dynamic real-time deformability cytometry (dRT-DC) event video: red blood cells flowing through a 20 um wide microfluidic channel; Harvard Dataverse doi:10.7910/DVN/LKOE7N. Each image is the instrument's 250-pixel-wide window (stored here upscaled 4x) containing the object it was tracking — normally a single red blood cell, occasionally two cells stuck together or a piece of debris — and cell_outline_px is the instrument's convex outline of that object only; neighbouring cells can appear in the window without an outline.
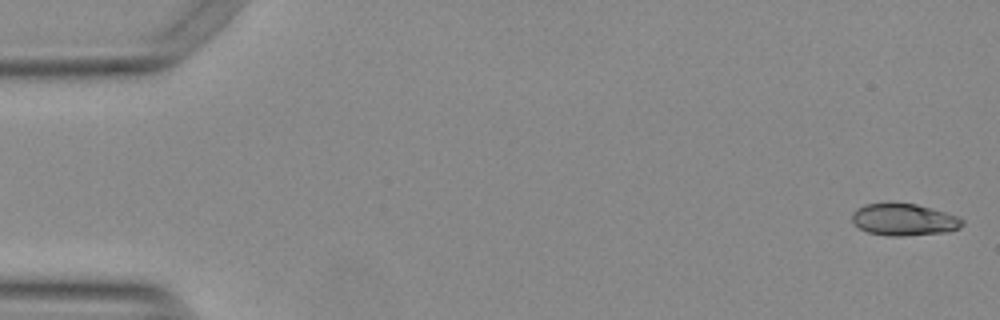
{"species": "Egyptian fruit bat (a non-hibernating species)", "species_latin": "Rousettus aegyptiacus", "temperature_condition": "warm", "stored_images_in_passage": 51, "camera_frame_rate_fps": 3000, "um_per_image_px": 0.085, "animal": {"sex": "female"}, "frame": {"image": 1, "passage_image": 1, "time_ms": 0.0, "image_size_px": [1000, 320], "cell_outline_px": [[964, 224], [960, 228], [948, 232], [904, 236], [888, 236], [868, 232], [860, 228], [852, 220], [852, 212], [856, 208], [864, 204], [916, 204], [932, 208], [956, 216], [964, 220]], "centroid_in_image_um": [76.85, 18.68], "position_along_channel_um": 8.1, "area_um2": 20.4}}
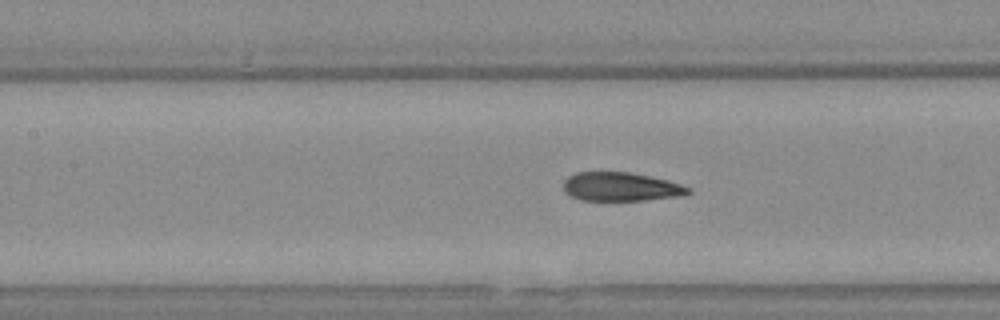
{"frame": {"image": 2, "passage_image": 24, "time_ms": 7.667, "image_size_px": [1000, 320], "cell_outline_px": [[692, 192], [680, 196], [644, 200], [580, 200], [564, 192], [564, 180], [568, 176], [576, 172], [628, 172], [668, 180], [692, 188]], "centroid_in_image_um": [52.77, 15.87], "position_along_channel_um": 154.6, "area_um2": 20.87}}
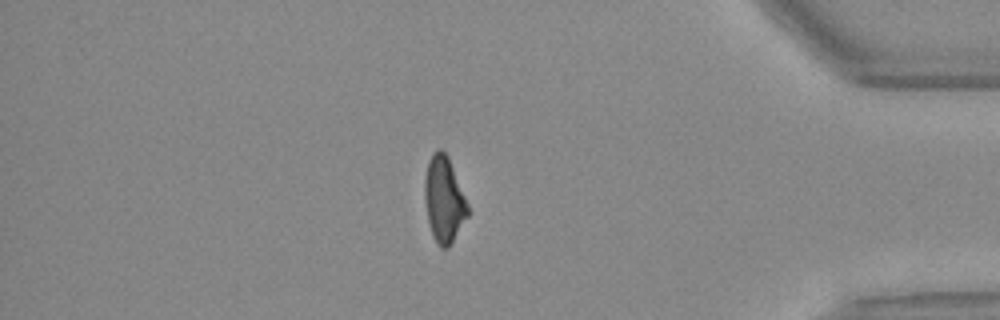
{"frame": {"image": 3, "passage_image": 46, "time_ms": 15.0, "image_size_px": [1000, 320], "cell_outline_px": [[468, 216], [448, 248], [440, 248], [432, 236], [428, 220], [424, 200], [424, 180], [428, 160], [432, 152], [436, 148], [440, 148], [448, 156], [468, 204]], "centroid_in_image_um": [37.72, 16.94], "position_along_channel_um": 397.5, "area_um2": 21.68}, "authors_computed_cell_mechanics": {"area_um2": 21.3282, "velocity_mm_per_s": 3.7804, "shape_relaxation_time_tau1_ms": 11.3373, "shape_relaxation_time_tau2_ms": 2.1184, "deformation_change_tau1": 0.2883, "deformation_change_tau2": 0.0961}}